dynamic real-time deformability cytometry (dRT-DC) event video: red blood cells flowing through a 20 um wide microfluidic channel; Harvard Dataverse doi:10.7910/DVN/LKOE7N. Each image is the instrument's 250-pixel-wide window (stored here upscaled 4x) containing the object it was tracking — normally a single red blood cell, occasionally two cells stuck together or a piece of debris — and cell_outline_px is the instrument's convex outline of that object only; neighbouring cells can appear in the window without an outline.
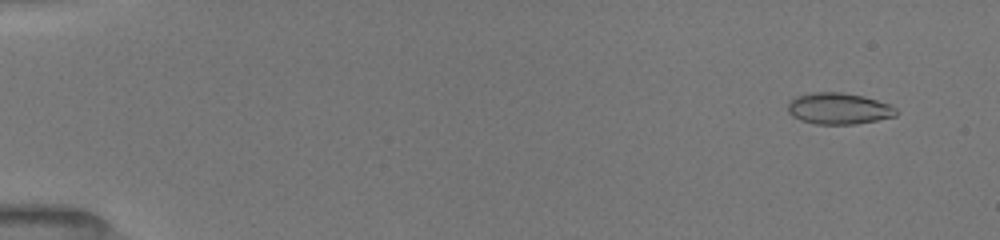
{"species": "common noctule bat (a hibernating species)", "species_latin": "Nyctalus noctula", "temperature_condition": "room temperature", "stored_images_in_passage": 52, "camera_frame_rate_fps": 3000, "um_per_image_px": 0.085, "animal": {"sex": "female", "body_mass_g": 19.5, "forearm_length_mm": 54.1}, "frame": {"image": 1, "passage_image": 4, "time_ms": 1.0, "image_size_px": [1000, 240], "cell_outline_px": [[900, 112], [896, 116], [856, 124], [816, 124], [800, 120], [792, 116], [788, 112], [788, 104], [796, 96], [812, 92], [840, 92], [864, 96], [888, 104], [896, 108]], "centroid_in_image_um": [71.3, 9.23], "position_along_channel_um": 13.7, "area_um2": 19.83}}
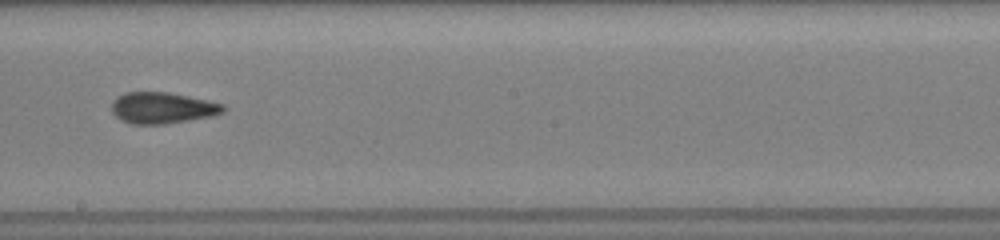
{"frame": {"image": 2, "passage_image": 31, "time_ms": 10.0, "image_size_px": [1000, 240], "cell_outline_px": [[224, 112], [212, 116], [164, 124], [132, 124], [120, 120], [112, 112], [112, 100], [116, 96], [124, 92], [168, 92], [208, 100], [224, 104]], "centroid_in_image_um": [13.77, 9.16], "position_along_channel_um": 234.4, "area_um2": 20.4}}
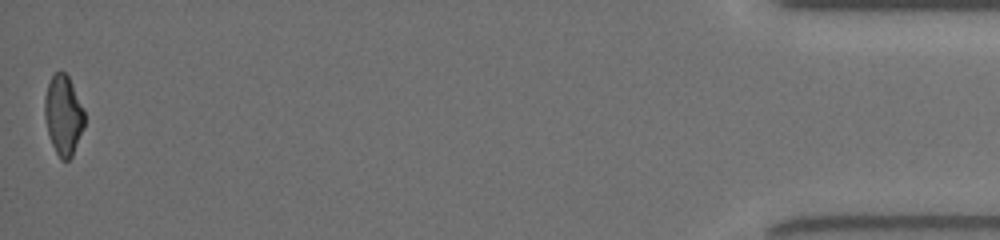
{"frame": {"image": 3, "passage_image": 52, "time_ms": 17.0, "image_size_px": [1000, 240], "cell_outline_px": [[84, 128], [72, 156], [68, 160], [60, 160], [52, 144], [48, 132], [44, 116], [44, 96], [48, 84], [52, 76], [56, 72], [64, 72], [68, 76], [84, 108]], "centroid_in_image_um": [5.39, 9.8], "position_along_channel_um": 429.8, "area_um2": 18.5}, "authors_computed_cell_mechanics": {"area_um2": 19.7965, "velocity_mm_per_s": 3.9972, "shape_relaxation_time_tau1_ms": null, "shape_relaxation_time_tau2_ms": 1.9672, "deformation_change_tau1": null, "deformation_change_tau2": 0.0915}}